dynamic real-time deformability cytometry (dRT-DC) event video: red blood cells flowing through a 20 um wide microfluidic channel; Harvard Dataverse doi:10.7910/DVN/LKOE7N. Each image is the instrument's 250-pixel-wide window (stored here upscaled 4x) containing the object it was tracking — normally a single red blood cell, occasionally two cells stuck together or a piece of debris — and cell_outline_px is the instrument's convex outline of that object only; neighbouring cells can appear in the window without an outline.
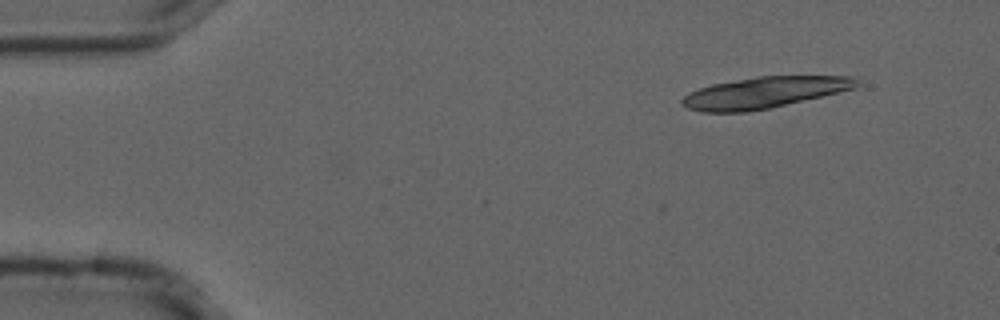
{"species": "common noctule bat (a hibernating species)", "species_latin": "Nyctalus noctula", "temperature_condition": "cold", "stored_images_in_passage": 13, "camera_frame_rate_fps": 3000, "um_per_image_px": 0.085, "animal": {"sex": "male", "forearm_length_mm": 52.5}, "frame": {"image": 1, "passage_image": 1, "time_ms": 0.0, "image_size_px": [1000, 320], "cell_outline_px": [[860, 84], [856, 88], [768, 108], [748, 112], [704, 112], [688, 108], [680, 104], [680, 100], [684, 96], [700, 88], [712, 84], [756, 76], [856, 76], [860, 80]], "centroid_in_image_um": [64.98, 7.85], "position_along_channel_um": 20.0, "area_um2": 31.62}}